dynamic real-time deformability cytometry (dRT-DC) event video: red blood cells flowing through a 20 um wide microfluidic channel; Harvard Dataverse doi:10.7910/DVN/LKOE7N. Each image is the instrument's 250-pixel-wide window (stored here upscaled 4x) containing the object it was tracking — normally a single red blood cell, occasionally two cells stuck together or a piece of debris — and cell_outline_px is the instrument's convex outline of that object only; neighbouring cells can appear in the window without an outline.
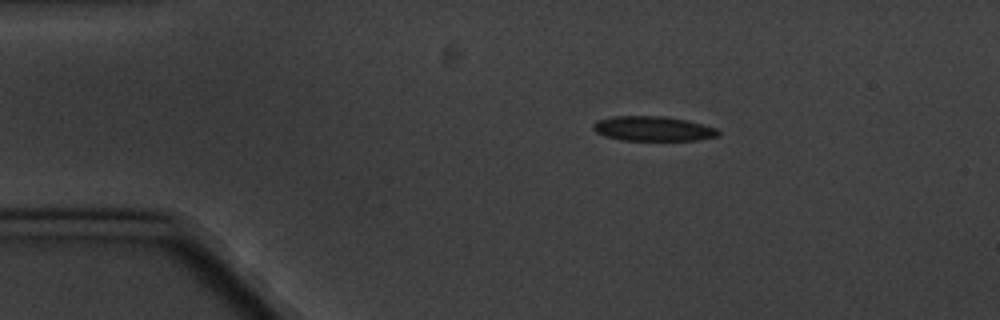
{"species": "common noctule bat (a hibernating species)", "species_latin": "Nyctalus noctula", "temperature_condition": "cold", "stored_images_in_passage": 4, "camera_frame_rate_fps": 3000, "um_per_image_px": 0.085, "animal": {"sex": "male", "body_mass_g": 20.1, "forearm_length_mm": 53.5}, "frame": {"image": 1, "passage_image": 3, "time_ms": 2.333, "image_size_px": [1000, 320], "cell_outline_px": [[720, 136], [696, 140], [620, 140], [604, 136], [596, 132], [592, 128], [592, 124], [596, 120], [612, 116], [664, 116], [688, 120], [716, 128], [720, 132]], "centroid_in_image_um": [55.48, 10.93], "position_along_channel_um": 29.5, "area_um2": 18.21}}